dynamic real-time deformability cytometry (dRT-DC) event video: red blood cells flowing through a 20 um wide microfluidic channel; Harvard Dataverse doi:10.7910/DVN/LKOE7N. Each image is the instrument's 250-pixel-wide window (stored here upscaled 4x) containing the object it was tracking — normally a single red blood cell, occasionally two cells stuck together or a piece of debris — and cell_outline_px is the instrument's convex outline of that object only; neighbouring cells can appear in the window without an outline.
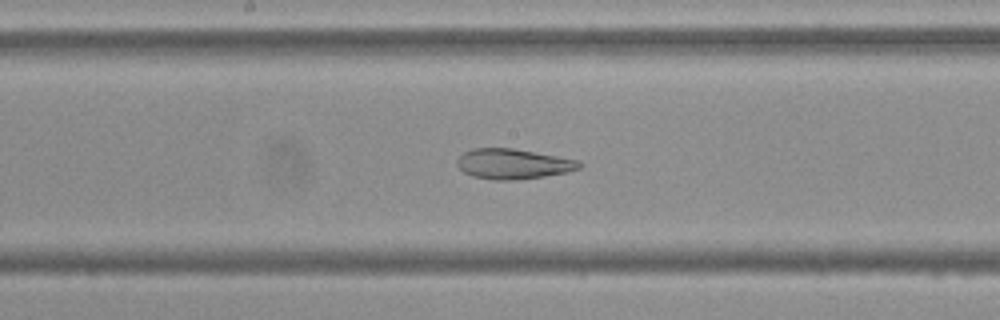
{"species": "Egyptian fruit bat (a non-hibernating species)", "species_latin": "Rousettus aegyptiacus", "temperature_condition": "cold", "stored_images_in_passage": 54, "camera_frame_rate_fps": 3000, "um_per_image_px": 0.085, "frame": {"image": 1, "passage_image": 28, "time_ms": 9.0, "image_size_px": [1000, 320], "cell_outline_px": [[584, 164], [580, 168], [568, 172], [544, 176], [516, 180], [492, 180], [472, 176], [464, 172], [456, 164], [456, 160], [464, 152], [472, 148], [512, 148], [580, 160]], "centroid_in_image_um": [43.63, 13.93], "position_along_channel_um": 204.6, "area_um2": 21.62}}
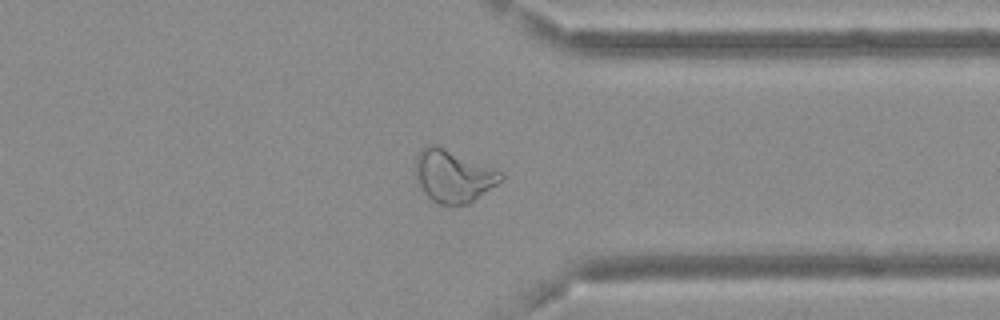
{"frame": {"image": 2, "passage_image": 42, "time_ms": 13.667, "image_size_px": [1000, 320], "cell_outline_px": [[504, 180], [468, 204], [440, 204], [432, 200], [416, 184], [416, 156], [428, 144], [436, 144], [504, 172]], "centroid_in_image_um": [38.55, 14.96], "position_along_channel_um": 372.9, "area_um2": 26.13}}
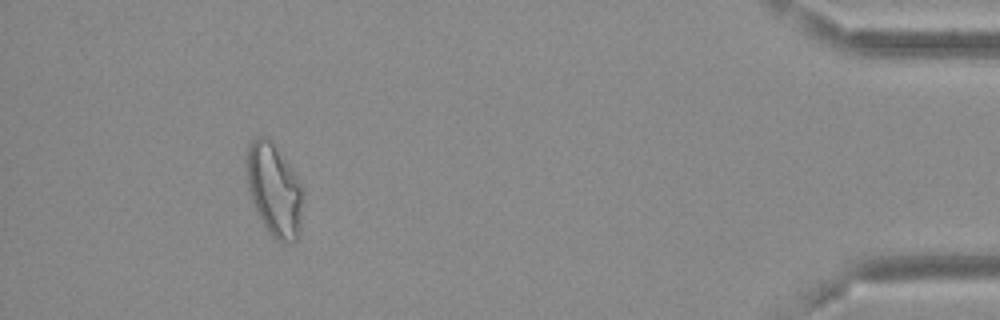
{"frame": {"image": 3, "passage_image": 50, "time_ms": 16.333, "image_size_px": [1000, 320], "cell_outline_px": [[304, 200], [300, 232], [296, 240], [292, 244], [284, 244], [276, 240], [272, 236], [256, 212], [248, 192], [248, 144], [256, 136], [264, 136], [272, 140], [292, 168], [300, 184]], "centroid_in_image_um": [23.34, 16.18], "position_along_channel_um": 411.9, "area_um2": 30.69}, "authors_computed_cell_mechanics": {"area_um2": 28.4376, "velocity_mm_per_s": 3.6673, "shape_relaxation_time_tau1_ms": null, "shape_relaxation_time_tau2_ms": 2.845, "deformation_change_tau1": null, "deformation_change_tau2": 0.1156}}